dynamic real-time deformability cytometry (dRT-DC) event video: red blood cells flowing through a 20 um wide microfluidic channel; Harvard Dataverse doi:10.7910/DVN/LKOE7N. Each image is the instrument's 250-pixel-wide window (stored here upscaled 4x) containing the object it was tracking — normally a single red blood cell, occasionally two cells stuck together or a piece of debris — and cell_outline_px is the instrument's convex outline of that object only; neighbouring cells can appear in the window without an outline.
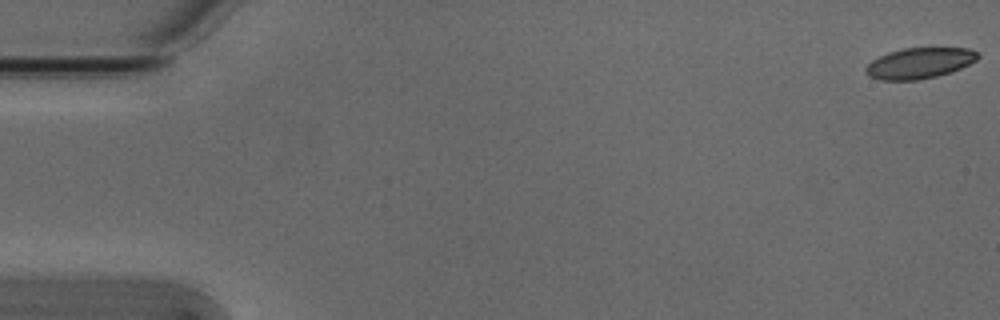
{"species": "Egyptian fruit bat (a non-hibernating species)", "species_latin": "Rousettus aegyptiacus", "temperature_condition": "cold", "stored_images_in_passage": 4, "camera_frame_rate_fps": 3000, "um_per_image_px": 0.085, "animal": {"sex": "male"}, "frame": {"image": 1, "passage_image": 1, "time_ms": 0.0, "image_size_px": [1000, 320], "cell_outline_px": [[980, 56], [976, 60], [960, 68], [936, 76], [916, 80], [880, 80], [868, 76], [864, 72], [864, 68], [872, 60], [888, 52], [904, 48], [968, 48], [980, 52]], "centroid_in_image_um": [78.13, 5.36], "position_along_channel_um": 6.9, "area_um2": 20.06}}